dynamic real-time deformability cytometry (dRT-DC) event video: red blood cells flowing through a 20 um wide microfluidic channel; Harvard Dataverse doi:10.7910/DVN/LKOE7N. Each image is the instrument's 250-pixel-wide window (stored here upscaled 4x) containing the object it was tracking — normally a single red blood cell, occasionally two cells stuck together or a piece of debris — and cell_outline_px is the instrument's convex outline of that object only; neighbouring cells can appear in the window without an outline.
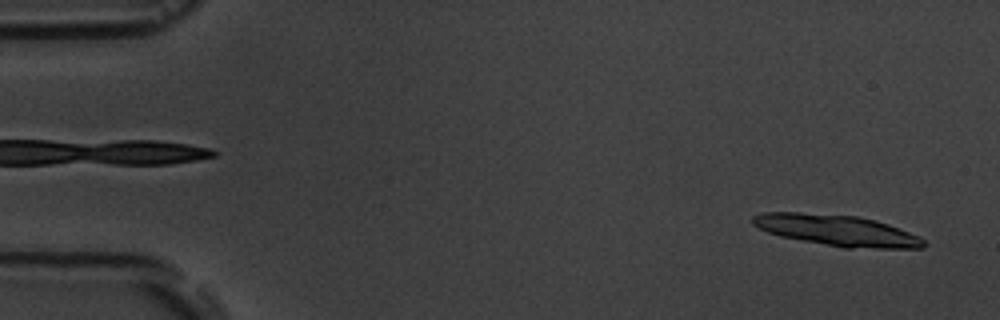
{"species": "common noctule bat (a hibernating species)", "species_latin": "Nyctalus noctula", "temperature_condition": "room temperature", "stored_images_in_passage": 6, "segment_of_instrument_passage": [2, 2], "camera_frame_rate_fps": 3000, "um_per_image_px": 0.085, "animal": {"sex": "male", "body_mass_g": 19.5, "forearm_length_mm": 54.6}, "frame": {"image": 1, "passage_image": 6, "time_ms": 5.667, "image_size_px": [1000, 320], "cell_outline_px": [[928, 244], [924, 248], [844, 248], [780, 236], [768, 232], [752, 224], [752, 216], [764, 212], [800, 212], [856, 216], [888, 224], [920, 236]], "centroid_in_image_um": [71.16, 19.59], "position_along_channel_um": 13.8, "area_um2": 30.81}}